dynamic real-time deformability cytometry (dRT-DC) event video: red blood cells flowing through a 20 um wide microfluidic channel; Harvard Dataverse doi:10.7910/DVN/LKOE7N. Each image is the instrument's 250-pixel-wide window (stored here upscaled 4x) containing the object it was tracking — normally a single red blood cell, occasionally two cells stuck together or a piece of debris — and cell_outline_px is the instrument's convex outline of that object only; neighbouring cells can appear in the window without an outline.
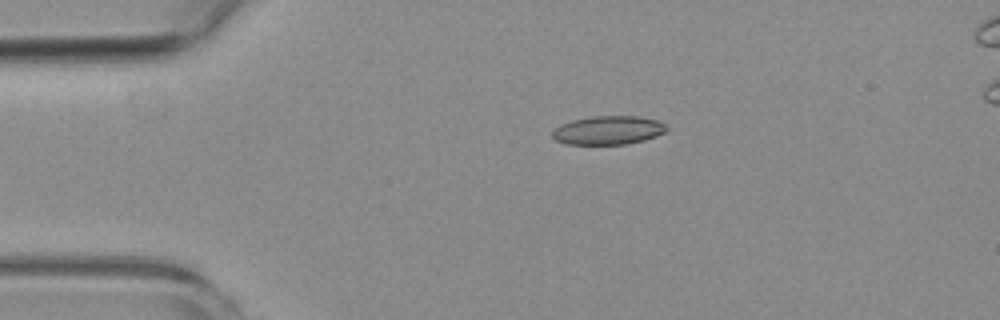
{"species": "common noctule bat (a hibernating species)", "species_latin": "Nyctalus noctula", "temperature_condition": "room temperature", "stored_images_in_passage": 4, "camera_frame_rate_fps": 3000, "um_per_image_px": 0.085, "animal": {"sex": "female", "body_mass_g": 19.3, "forearm_length_mm": 54.1}, "frame": {"image": 1, "passage_image": 1, "time_ms": 0.0, "image_size_px": [1000, 320], "cell_outline_px": [[668, 128], [664, 132], [656, 136], [644, 140], [624, 144], [564, 144], [556, 140], [552, 136], [552, 132], [560, 124], [572, 120], [592, 116], [636, 116], [656, 120], [668, 124]], "centroid_in_image_um": [51.7, 11.07], "position_along_channel_um": 33.3, "area_um2": 19.07}}
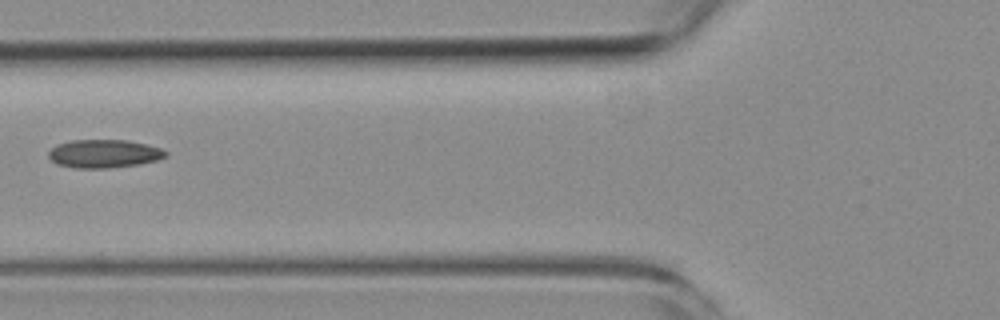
{"frame": {"image": 2, "passage_image": 4, "time_ms": 3.333, "image_size_px": [1000, 320], "cell_outline_px": [[168, 156], [156, 160], [140, 164], [112, 168], [76, 168], [56, 164], [48, 156], [48, 152], [56, 144], [72, 140], [128, 140], [160, 148], [168, 152]], "centroid_in_image_um": [8.83, 13.07], "position_along_channel_um": 117.0, "area_um2": 19.36}}